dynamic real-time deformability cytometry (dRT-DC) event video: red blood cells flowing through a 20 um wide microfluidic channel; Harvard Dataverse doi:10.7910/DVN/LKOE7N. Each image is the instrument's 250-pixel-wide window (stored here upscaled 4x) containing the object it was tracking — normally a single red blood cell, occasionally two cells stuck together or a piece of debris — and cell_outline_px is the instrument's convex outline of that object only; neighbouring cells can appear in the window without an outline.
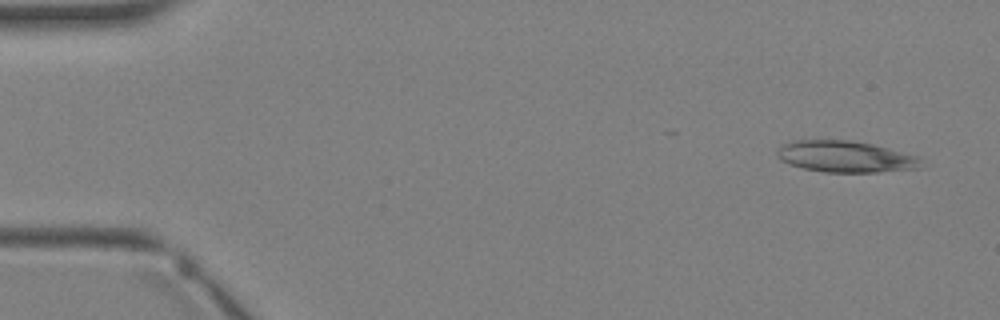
{"species": "Egyptian fruit bat (a non-hibernating species)", "species_latin": "Rousettus aegyptiacus", "temperature_condition": "warm", "stored_images_in_passage": 3, "camera_frame_rate_fps": 3000, "um_per_image_px": 0.085, "animal": {"sex": "female"}, "frame": {"image": 1, "passage_image": 1, "time_ms": 0.0, "image_size_px": [1000, 320], "cell_outline_px": [[920, 168], [876, 172], [824, 172], [804, 168], [780, 160], [776, 156], [776, 148], [792, 140], [852, 140], [872, 144], [920, 156]], "centroid_in_image_um": [71.84, 13.3], "position_along_channel_um": 13.2, "area_um2": 26.36}}
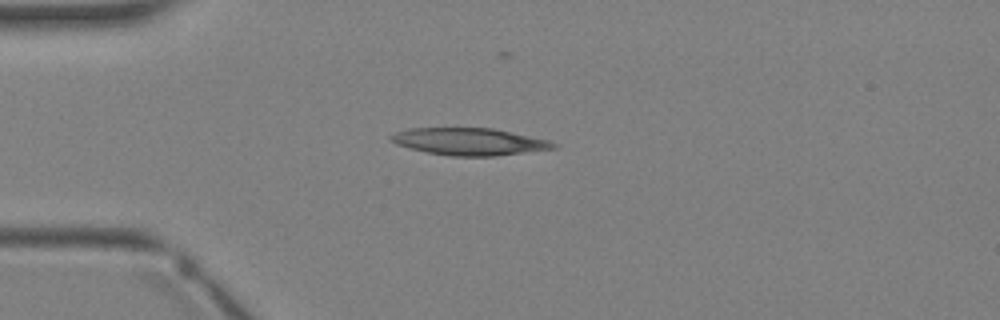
{"frame": {"image": 2, "passage_image": 3, "time_ms": 2.333, "image_size_px": [1000, 320], "cell_outline_px": [[556, 148], [496, 156], [452, 156], [428, 152], [396, 144], [388, 140], [388, 136], [396, 132], [408, 128], [492, 128], [548, 140], [556, 144]], "centroid_in_image_um": [39.85, 12.03], "position_along_channel_um": 45.2, "area_um2": 25.49}}